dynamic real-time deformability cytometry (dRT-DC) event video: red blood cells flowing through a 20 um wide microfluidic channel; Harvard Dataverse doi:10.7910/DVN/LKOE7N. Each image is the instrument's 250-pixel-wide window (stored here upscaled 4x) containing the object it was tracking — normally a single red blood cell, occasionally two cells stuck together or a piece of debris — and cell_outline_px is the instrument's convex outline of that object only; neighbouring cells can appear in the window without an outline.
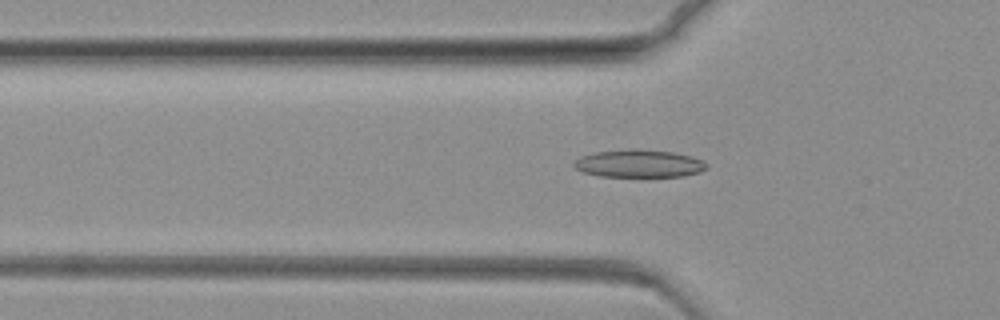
{"species": "common noctule bat (a hibernating species)", "species_latin": "Nyctalus noctula", "temperature_condition": "warm", "stored_images_in_passage": 77, "camera_frame_rate_fps": 3000, "um_per_image_px": 0.085, "animal": {"sex": "female", "body_mass_g": 19.3, "forearm_length_mm": 54.1}, "frame": {"image": 1, "passage_image": 26, "time_ms": 8.333, "image_size_px": [1000, 320], "cell_outline_px": [[708, 168], [700, 172], [680, 176], [600, 176], [584, 172], [576, 168], [572, 164], [580, 156], [592, 152], [628, 148], [636, 148], [672, 152], [692, 156], [704, 160], [708, 164]], "centroid_in_image_um": [54.32, 13.88], "position_along_channel_um": 71.5, "area_um2": 21.62}}
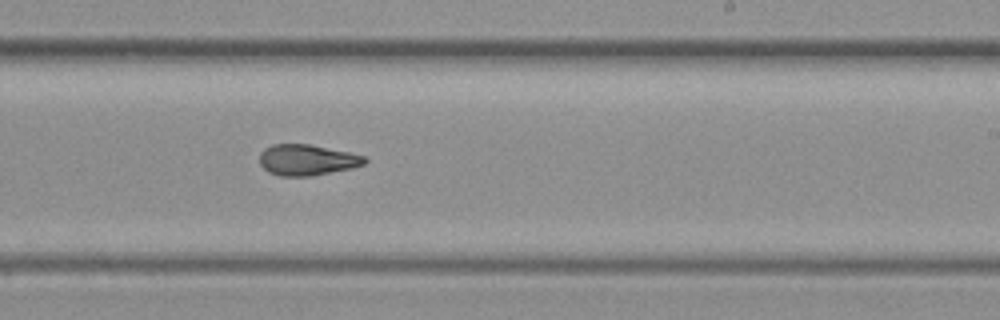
{"frame": {"image": 2, "passage_image": 47, "time_ms": 15.333, "image_size_px": [1000, 320], "cell_outline_px": [[368, 160], [364, 164], [352, 168], [312, 176], [280, 176], [268, 172], [260, 164], [260, 152], [264, 148], [272, 144], [308, 144], [348, 152], [364, 156]], "centroid_in_image_um": [26.07, 13.6], "position_along_channel_um": 262.9, "area_um2": 18.9}}
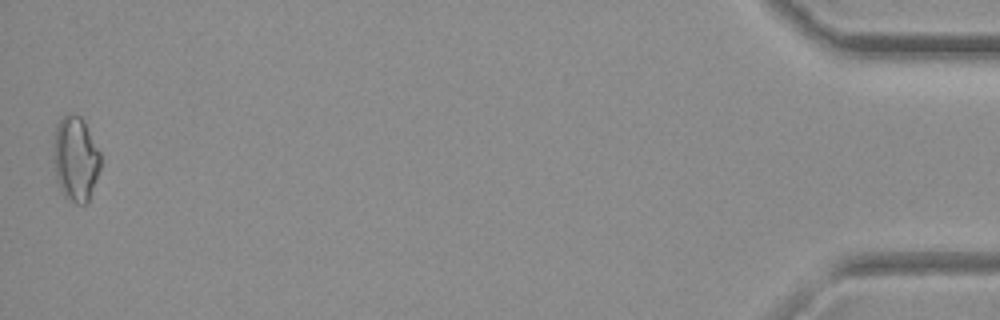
{"frame": {"image": 3, "passage_image": 76, "time_ms": 25.0, "image_size_px": [1000, 320], "cell_outline_px": [[100, 168], [88, 204], [76, 204], [64, 196], [56, 180], [52, 156], [52, 144], [56, 124], [68, 112], [80, 116], [84, 120], [100, 152]], "centroid_in_image_um": [6.4, 13.49], "position_along_channel_um": 428.8, "area_um2": 23.76}}